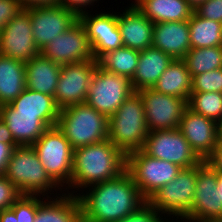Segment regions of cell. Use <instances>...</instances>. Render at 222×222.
Here are the masks:
<instances>
[{"instance_id":"18","label":"cell","mask_w":222,"mask_h":222,"mask_svg":"<svg viewBox=\"0 0 222 222\" xmlns=\"http://www.w3.org/2000/svg\"><path fill=\"white\" fill-rule=\"evenodd\" d=\"M79 21L86 30L96 60L102 54L123 47L116 12H100L93 16L85 12L79 15Z\"/></svg>"},{"instance_id":"22","label":"cell","mask_w":222,"mask_h":222,"mask_svg":"<svg viewBox=\"0 0 222 222\" xmlns=\"http://www.w3.org/2000/svg\"><path fill=\"white\" fill-rule=\"evenodd\" d=\"M0 118L19 146H32L50 128L39 117L16 115L9 104L0 106Z\"/></svg>"},{"instance_id":"17","label":"cell","mask_w":222,"mask_h":222,"mask_svg":"<svg viewBox=\"0 0 222 222\" xmlns=\"http://www.w3.org/2000/svg\"><path fill=\"white\" fill-rule=\"evenodd\" d=\"M193 204L186 219L222 218V197L215 169L208 161L198 164Z\"/></svg>"},{"instance_id":"31","label":"cell","mask_w":222,"mask_h":222,"mask_svg":"<svg viewBox=\"0 0 222 222\" xmlns=\"http://www.w3.org/2000/svg\"><path fill=\"white\" fill-rule=\"evenodd\" d=\"M191 78L201 73L222 68V46L191 48L182 59Z\"/></svg>"},{"instance_id":"14","label":"cell","mask_w":222,"mask_h":222,"mask_svg":"<svg viewBox=\"0 0 222 222\" xmlns=\"http://www.w3.org/2000/svg\"><path fill=\"white\" fill-rule=\"evenodd\" d=\"M40 53L59 65L95 59L86 30L79 20L66 32L55 36Z\"/></svg>"},{"instance_id":"46","label":"cell","mask_w":222,"mask_h":222,"mask_svg":"<svg viewBox=\"0 0 222 222\" xmlns=\"http://www.w3.org/2000/svg\"><path fill=\"white\" fill-rule=\"evenodd\" d=\"M186 1L195 11L201 4H203L207 0H186Z\"/></svg>"},{"instance_id":"29","label":"cell","mask_w":222,"mask_h":222,"mask_svg":"<svg viewBox=\"0 0 222 222\" xmlns=\"http://www.w3.org/2000/svg\"><path fill=\"white\" fill-rule=\"evenodd\" d=\"M188 25L191 48L222 46V23L202 18L194 11Z\"/></svg>"},{"instance_id":"45","label":"cell","mask_w":222,"mask_h":222,"mask_svg":"<svg viewBox=\"0 0 222 222\" xmlns=\"http://www.w3.org/2000/svg\"><path fill=\"white\" fill-rule=\"evenodd\" d=\"M181 221L189 222H222V218H210V219H184Z\"/></svg>"},{"instance_id":"6","label":"cell","mask_w":222,"mask_h":222,"mask_svg":"<svg viewBox=\"0 0 222 222\" xmlns=\"http://www.w3.org/2000/svg\"><path fill=\"white\" fill-rule=\"evenodd\" d=\"M181 169L177 164L149 156L142 149L126 155L125 171L146 201L161 187L173 181Z\"/></svg>"},{"instance_id":"20","label":"cell","mask_w":222,"mask_h":222,"mask_svg":"<svg viewBox=\"0 0 222 222\" xmlns=\"http://www.w3.org/2000/svg\"><path fill=\"white\" fill-rule=\"evenodd\" d=\"M188 20L155 23L152 47L174 60L183 59L191 50Z\"/></svg>"},{"instance_id":"41","label":"cell","mask_w":222,"mask_h":222,"mask_svg":"<svg viewBox=\"0 0 222 222\" xmlns=\"http://www.w3.org/2000/svg\"><path fill=\"white\" fill-rule=\"evenodd\" d=\"M22 9L32 7L58 6L61 0H18Z\"/></svg>"},{"instance_id":"33","label":"cell","mask_w":222,"mask_h":222,"mask_svg":"<svg viewBox=\"0 0 222 222\" xmlns=\"http://www.w3.org/2000/svg\"><path fill=\"white\" fill-rule=\"evenodd\" d=\"M200 92L222 93V68L192 77L191 93Z\"/></svg>"},{"instance_id":"23","label":"cell","mask_w":222,"mask_h":222,"mask_svg":"<svg viewBox=\"0 0 222 222\" xmlns=\"http://www.w3.org/2000/svg\"><path fill=\"white\" fill-rule=\"evenodd\" d=\"M9 105L16 111V115L39 117L49 127L57 124L60 109L53 96L26 88Z\"/></svg>"},{"instance_id":"26","label":"cell","mask_w":222,"mask_h":222,"mask_svg":"<svg viewBox=\"0 0 222 222\" xmlns=\"http://www.w3.org/2000/svg\"><path fill=\"white\" fill-rule=\"evenodd\" d=\"M133 4L154 24L186 21L194 13L186 0H135Z\"/></svg>"},{"instance_id":"32","label":"cell","mask_w":222,"mask_h":222,"mask_svg":"<svg viewBox=\"0 0 222 222\" xmlns=\"http://www.w3.org/2000/svg\"><path fill=\"white\" fill-rule=\"evenodd\" d=\"M187 107L193 112L210 118L222 125V93H191Z\"/></svg>"},{"instance_id":"34","label":"cell","mask_w":222,"mask_h":222,"mask_svg":"<svg viewBox=\"0 0 222 222\" xmlns=\"http://www.w3.org/2000/svg\"><path fill=\"white\" fill-rule=\"evenodd\" d=\"M17 222H34L38 209V196L21 195L10 207Z\"/></svg>"},{"instance_id":"40","label":"cell","mask_w":222,"mask_h":222,"mask_svg":"<svg viewBox=\"0 0 222 222\" xmlns=\"http://www.w3.org/2000/svg\"><path fill=\"white\" fill-rule=\"evenodd\" d=\"M13 150L14 148L10 144L0 142V175L5 174L7 163Z\"/></svg>"},{"instance_id":"47","label":"cell","mask_w":222,"mask_h":222,"mask_svg":"<svg viewBox=\"0 0 222 222\" xmlns=\"http://www.w3.org/2000/svg\"><path fill=\"white\" fill-rule=\"evenodd\" d=\"M217 176V189L220 191V196L222 197V171H216Z\"/></svg>"},{"instance_id":"36","label":"cell","mask_w":222,"mask_h":222,"mask_svg":"<svg viewBox=\"0 0 222 222\" xmlns=\"http://www.w3.org/2000/svg\"><path fill=\"white\" fill-rule=\"evenodd\" d=\"M20 196L15 186L4 175H0V211L10 208Z\"/></svg>"},{"instance_id":"37","label":"cell","mask_w":222,"mask_h":222,"mask_svg":"<svg viewBox=\"0 0 222 222\" xmlns=\"http://www.w3.org/2000/svg\"><path fill=\"white\" fill-rule=\"evenodd\" d=\"M195 12L202 18L222 23V0H207Z\"/></svg>"},{"instance_id":"21","label":"cell","mask_w":222,"mask_h":222,"mask_svg":"<svg viewBox=\"0 0 222 222\" xmlns=\"http://www.w3.org/2000/svg\"><path fill=\"white\" fill-rule=\"evenodd\" d=\"M67 193L56 195L57 198H45L49 201L39 196L34 222H82L81 206L75 191Z\"/></svg>"},{"instance_id":"10","label":"cell","mask_w":222,"mask_h":222,"mask_svg":"<svg viewBox=\"0 0 222 222\" xmlns=\"http://www.w3.org/2000/svg\"><path fill=\"white\" fill-rule=\"evenodd\" d=\"M142 150L153 158L177 164L181 168L203 162L178 128L149 132Z\"/></svg>"},{"instance_id":"25","label":"cell","mask_w":222,"mask_h":222,"mask_svg":"<svg viewBox=\"0 0 222 222\" xmlns=\"http://www.w3.org/2000/svg\"><path fill=\"white\" fill-rule=\"evenodd\" d=\"M26 88L55 96L62 65L37 54L25 63Z\"/></svg>"},{"instance_id":"16","label":"cell","mask_w":222,"mask_h":222,"mask_svg":"<svg viewBox=\"0 0 222 222\" xmlns=\"http://www.w3.org/2000/svg\"><path fill=\"white\" fill-rule=\"evenodd\" d=\"M30 20L34 42L39 50L55 36L66 32L78 20L79 16L63 6L30 8Z\"/></svg>"},{"instance_id":"44","label":"cell","mask_w":222,"mask_h":222,"mask_svg":"<svg viewBox=\"0 0 222 222\" xmlns=\"http://www.w3.org/2000/svg\"><path fill=\"white\" fill-rule=\"evenodd\" d=\"M0 222H17L15 212L11 208L1 210Z\"/></svg>"},{"instance_id":"30","label":"cell","mask_w":222,"mask_h":222,"mask_svg":"<svg viewBox=\"0 0 222 222\" xmlns=\"http://www.w3.org/2000/svg\"><path fill=\"white\" fill-rule=\"evenodd\" d=\"M140 51L129 47H121L102 54L97 59V65L104 71L133 78L139 60Z\"/></svg>"},{"instance_id":"2","label":"cell","mask_w":222,"mask_h":222,"mask_svg":"<svg viewBox=\"0 0 222 222\" xmlns=\"http://www.w3.org/2000/svg\"><path fill=\"white\" fill-rule=\"evenodd\" d=\"M126 169V155L109 139L73 150L72 179L67 191L85 189L119 177ZM68 187V188H67Z\"/></svg>"},{"instance_id":"11","label":"cell","mask_w":222,"mask_h":222,"mask_svg":"<svg viewBox=\"0 0 222 222\" xmlns=\"http://www.w3.org/2000/svg\"><path fill=\"white\" fill-rule=\"evenodd\" d=\"M143 99L146 125L149 132L177 129L187 108V101L159 93L152 88L138 91Z\"/></svg>"},{"instance_id":"42","label":"cell","mask_w":222,"mask_h":222,"mask_svg":"<svg viewBox=\"0 0 222 222\" xmlns=\"http://www.w3.org/2000/svg\"><path fill=\"white\" fill-rule=\"evenodd\" d=\"M207 161L215 171H222V137L219 139L214 154Z\"/></svg>"},{"instance_id":"7","label":"cell","mask_w":222,"mask_h":222,"mask_svg":"<svg viewBox=\"0 0 222 222\" xmlns=\"http://www.w3.org/2000/svg\"><path fill=\"white\" fill-rule=\"evenodd\" d=\"M32 148L47 174L60 188L70 184L73 149L57 126L48 128Z\"/></svg>"},{"instance_id":"27","label":"cell","mask_w":222,"mask_h":222,"mask_svg":"<svg viewBox=\"0 0 222 222\" xmlns=\"http://www.w3.org/2000/svg\"><path fill=\"white\" fill-rule=\"evenodd\" d=\"M25 89V63L0 54V106L10 104Z\"/></svg>"},{"instance_id":"28","label":"cell","mask_w":222,"mask_h":222,"mask_svg":"<svg viewBox=\"0 0 222 222\" xmlns=\"http://www.w3.org/2000/svg\"><path fill=\"white\" fill-rule=\"evenodd\" d=\"M192 78L182 59L173 60L152 89L159 93L185 99L191 94Z\"/></svg>"},{"instance_id":"3","label":"cell","mask_w":222,"mask_h":222,"mask_svg":"<svg viewBox=\"0 0 222 222\" xmlns=\"http://www.w3.org/2000/svg\"><path fill=\"white\" fill-rule=\"evenodd\" d=\"M148 133L143 99L134 92L108 118V139L127 155L143 149Z\"/></svg>"},{"instance_id":"9","label":"cell","mask_w":222,"mask_h":222,"mask_svg":"<svg viewBox=\"0 0 222 222\" xmlns=\"http://www.w3.org/2000/svg\"><path fill=\"white\" fill-rule=\"evenodd\" d=\"M134 92L129 77L104 71L97 66L88 88L86 103L109 118Z\"/></svg>"},{"instance_id":"4","label":"cell","mask_w":222,"mask_h":222,"mask_svg":"<svg viewBox=\"0 0 222 222\" xmlns=\"http://www.w3.org/2000/svg\"><path fill=\"white\" fill-rule=\"evenodd\" d=\"M56 126L73 150L108 139V118L86 102L61 109Z\"/></svg>"},{"instance_id":"19","label":"cell","mask_w":222,"mask_h":222,"mask_svg":"<svg viewBox=\"0 0 222 222\" xmlns=\"http://www.w3.org/2000/svg\"><path fill=\"white\" fill-rule=\"evenodd\" d=\"M118 14V28L124 47L142 51L152 47L154 23L133 4Z\"/></svg>"},{"instance_id":"13","label":"cell","mask_w":222,"mask_h":222,"mask_svg":"<svg viewBox=\"0 0 222 222\" xmlns=\"http://www.w3.org/2000/svg\"><path fill=\"white\" fill-rule=\"evenodd\" d=\"M31 27L30 8L21 9L0 31V54L24 63L39 54Z\"/></svg>"},{"instance_id":"35","label":"cell","mask_w":222,"mask_h":222,"mask_svg":"<svg viewBox=\"0 0 222 222\" xmlns=\"http://www.w3.org/2000/svg\"><path fill=\"white\" fill-rule=\"evenodd\" d=\"M162 217V213L146 201L135 212H132L116 222H170L166 217L164 218L165 220H162Z\"/></svg>"},{"instance_id":"1","label":"cell","mask_w":222,"mask_h":222,"mask_svg":"<svg viewBox=\"0 0 222 222\" xmlns=\"http://www.w3.org/2000/svg\"><path fill=\"white\" fill-rule=\"evenodd\" d=\"M83 192L75 194L80 202L82 222H116L146 202L126 171Z\"/></svg>"},{"instance_id":"38","label":"cell","mask_w":222,"mask_h":222,"mask_svg":"<svg viewBox=\"0 0 222 222\" xmlns=\"http://www.w3.org/2000/svg\"><path fill=\"white\" fill-rule=\"evenodd\" d=\"M21 9L18 0H0V31Z\"/></svg>"},{"instance_id":"43","label":"cell","mask_w":222,"mask_h":222,"mask_svg":"<svg viewBox=\"0 0 222 222\" xmlns=\"http://www.w3.org/2000/svg\"><path fill=\"white\" fill-rule=\"evenodd\" d=\"M0 142L8 143L13 148L19 147V145L14 140L12 133L8 129L7 125L0 118Z\"/></svg>"},{"instance_id":"24","label":"cell","mask_w":222,"mask_h":222,"mask_svg":"<svg viewBox=\"0 0 222 222\" xmlns=\"http://www.w3.org/2000/svg\"><path fill=\"white\" fill-rule=\"evenodd\" d=\"M173 60L171 56L154 47L140 51L137 69L131 79L135 92L153 88Z\"/></svg>"},{"instance_id":"12","label":"cell","mask_w":222,"mask_h":222,"mask_svg":"<svg viewBox=\"0 0 222 222\" xmlns=\"http://www.w3.org/2000/svg\"><path fill=\"white\" fill-rule=\"evenodd\" d=\"M97 66L96 59L62 65L54 96L60 110L86 102L88 88Z\"/></svg>"},{"instance_id":"8","label":"cell","mask_w":222,"mask_h":222,"mask_svg":"<svg viewBox=\"0 0 222 222\" xmlns=\"http://www.w3.org/2000/svg\"><path fill=\"white\" fill-rule=\"evenodd\" d=\"M197 174L198 165L182 168L173 181L161 187L147 201L164 217L168 214L186 219L193 204Z\"/></svg>"},{"instance_id":"15","label":"cell","mask_w":222,"mask_h":222,"mask_svg":"<svg viewBox=\"0 0 222 222\" xmlns=\"http://www.w3.org/2000/svg\"><path fill=\"white\" fill-rule=\"evenodd\" d=\"M178 129L203 161H207L214 154L221 138L220 124L188 107L182 115Z\"/></svg>"},{"instance_id":"39","label":"cell","mask_w":222,"mask_h":222,"mask_svg":"<svg viewBox=\"0 0 222 222\" xmlns=\"http://www.w3.org/2000/svg\"><path fill=\"white\" fill-rule=\"evenodd\" d=\"M98 0H61L60 6L75 12L78 16L82 13L87 12L86 7L93 5ZM85 7V8H84Z\"/></svg>"},{"instance_id":"5","label":"cell","mask_w":222,"mask_h":222,"mask_svg":"<svg viewBox=\"0 0 222 222\" xmlns=\"http://www.w3.org/2000/svg\"><path fill=\"white\" fill-rule=\"evenodd\" d=\"M4 176L15 186L20 195H43L45 198L47 194L46 197L49 198L48 194L52 189L62 190L47 174L32 146L14 148Z\"/></svg>"}]
</instances>
